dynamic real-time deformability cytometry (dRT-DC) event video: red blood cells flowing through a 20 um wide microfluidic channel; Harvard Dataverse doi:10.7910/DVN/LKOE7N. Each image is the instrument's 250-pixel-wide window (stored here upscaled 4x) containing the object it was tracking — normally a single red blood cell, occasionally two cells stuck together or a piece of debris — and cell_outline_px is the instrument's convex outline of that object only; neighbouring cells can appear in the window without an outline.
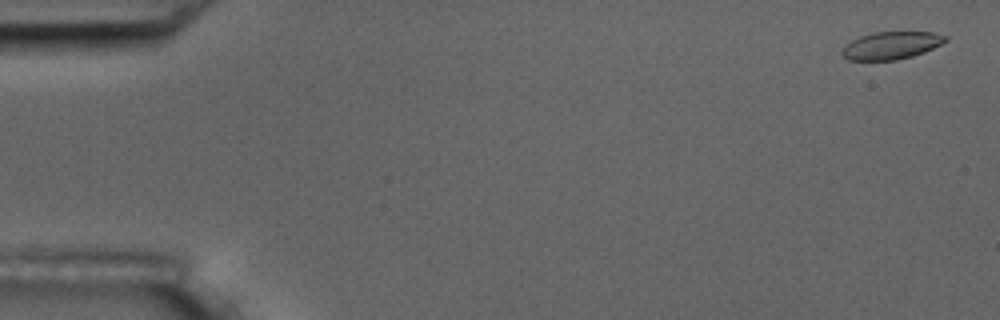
{"species": "common noctule bat (a hibernating species)", "species_latin": "Nyctalus noctula", "temperature_condition": "room temperature", "stored_images_in_passage": 6, "camera_frame_rate_fps": 3000, "um_per_image_px": 0.085, "animal": {"sex": "male", "body_mass_g": 17.5, "forearm_length_mm": 52.3}, "frame": {"image": 1, "passage_image": 1, "time_ms": 0.0, "image_size_px": [1000, 320], "cell_outline_px": [[948, 40], [924, 52], [912, 56], [896, 60], [848, 60], [840, 52], [844, 44], [860, 36], [872, 32], [932, 32], [948, 36]], "centroid_in_image_um": [75.73, 3.86], "position_along_channel_um": 9.3, "area_um2": 16.65}}
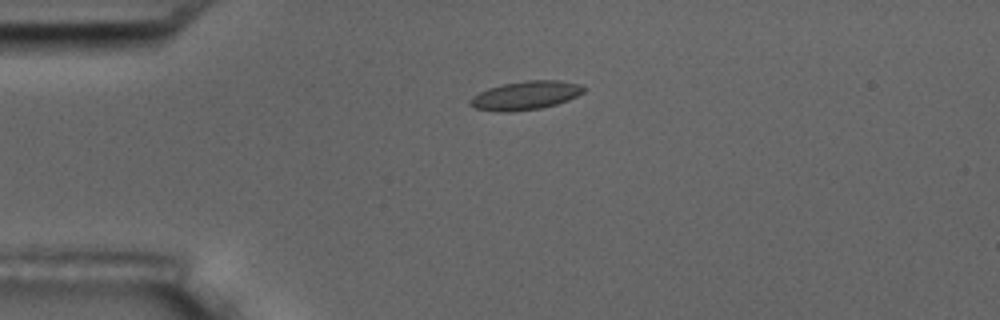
{"frame": {"image": 2, "passage_image": 4, "time_ms": 4.0, "image_size_px": [1000, 320], "cell_outline_px": [[584, 92], [568, 100], [556, 104], [540, 108], [512, 112], [496, 112], [476, 108], [468, 104], [468, 100], [472, 96], [488, 88], [504, 84], [524, 80], [560, 80], [580, 84], [584, 88]], "centroid_in_image_um": [44.64, 8.11], "position_along_channel_um": 40.4, "area_um2": 19.02}}